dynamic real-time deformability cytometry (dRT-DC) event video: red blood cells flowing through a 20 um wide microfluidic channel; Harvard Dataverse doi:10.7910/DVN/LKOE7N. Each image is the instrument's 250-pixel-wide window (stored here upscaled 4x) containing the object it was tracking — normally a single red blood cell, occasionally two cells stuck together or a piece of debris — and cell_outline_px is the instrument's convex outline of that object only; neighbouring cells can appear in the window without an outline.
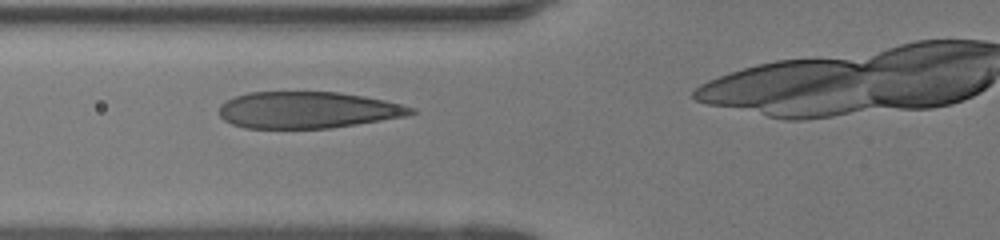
{"species": "human", "species_latin": "Homo sapiens", "temperature_condition": "room temperature", "stored_images_in_passage": 29, "camera_frame_rate_fps": 3000, "um_per_image_px": 0.085, "donor": {"sex": "female"}, "frame": {"image": 1, "passage_image": 7, "time_ms": 2.0, "image_size_px": [1000, 240], "cell_outline_px": [[416, 112], [408, 116], [356, 124], [328, 128], [244, 128], [232, 124], [224, 120], [220, 116], [220, 104], [236, 96], [248, 92], [340, 92], [364, 96], [384, 100], [416, 108]], "centroid_in_image_um": [26.16, 9.35], "position_along_channel_um": 99.6, "area_um2": 40.86}}
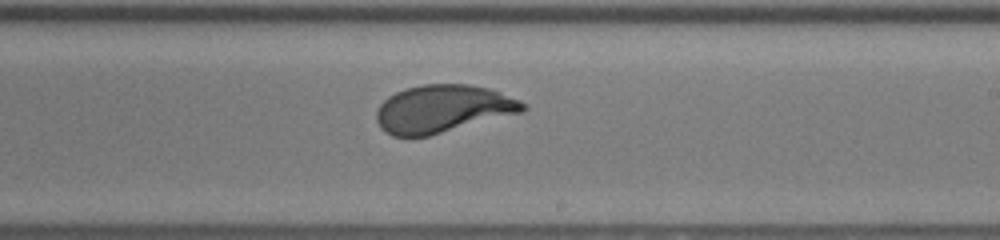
{"frame": {"image": 2, "passage_image": 18, "time_ms": 5.667, "image_size_px": [1000, 240], "cell_outline_px": [[528, 108], [524, 112], [428, 136], [392, 136], [384, 132], [380, 128], [376, 120], [376, 112], [380, 104], [388, 96], [396, 92], [408, 88], [424, 84], [468, 84], [488, 88], [500, 92], [520, 100]], "centroid_in_image_um": [37.64, 9.25], "position_along_channel_um": 251.4, "area_um2": 40.75}}
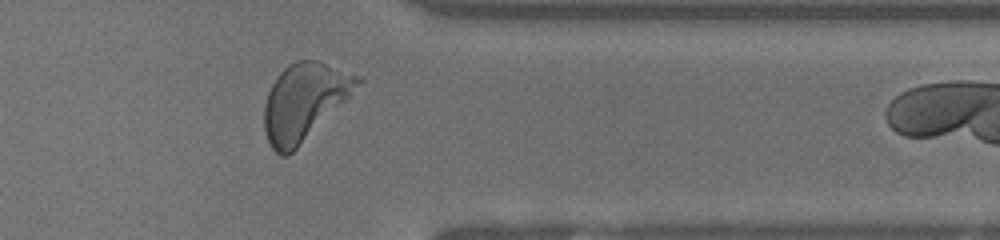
{"frame": {"image": 3, "passage_image": 28, "time_ms": 9.0, "image_size_px": [1000, 240], "cell_outline_px": [[364, 80], [288, 156], [280, 156], [272, 148], [268, 140], [264, 128], [264, 104], [268, 92], [276, 76], [288, 64], [296, 60], [320, 60], [364, 76]], "centroid_in_image_um": [25.85, 8.58], "position_along_channel_um": 385.5, "area_um2": 41.27}}